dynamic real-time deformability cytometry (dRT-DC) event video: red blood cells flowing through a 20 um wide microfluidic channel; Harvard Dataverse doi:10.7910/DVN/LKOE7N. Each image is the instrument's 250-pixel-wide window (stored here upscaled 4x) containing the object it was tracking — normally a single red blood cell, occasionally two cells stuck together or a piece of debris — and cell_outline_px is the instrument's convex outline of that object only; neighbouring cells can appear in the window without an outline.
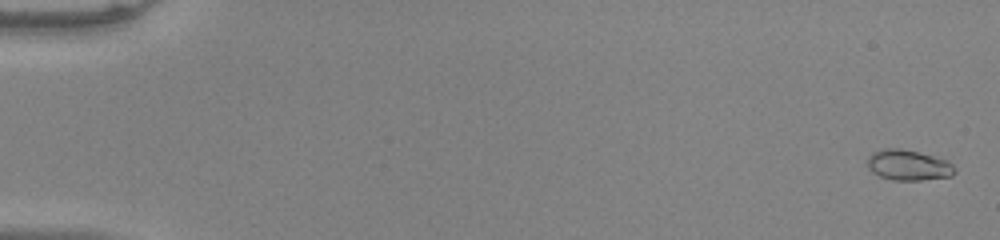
{"species": "common noctule bat (a hibernating species)", "species_latin": "Nyctalus noctula", "temperature_condition": "warm", "stored_images_in_passage": 53, "camera_frame_rate_fps": 3000, "um_per_image_px": 0.085, "animal": {"sex": "male", "body_mass_g": 20.0, "forearm_length_mm": 53.3}, "frame": {"image": 1, "passage_image": 2, "time_ms": 0.333, "image_size_px": [1000, 240], "cell_outline_px": [[956, 172], [952, 176], [920, 180], [892, 180], [880, 176], [872, 172], [868, 168], [868, 156], [872, 152], [884, 148], [900, 148], [948, 160], [956, 168]], "centroid_in_image_um": [77.21, 14.04], "position_along_channel_um": 7.8, "area_um2": 15.55}}
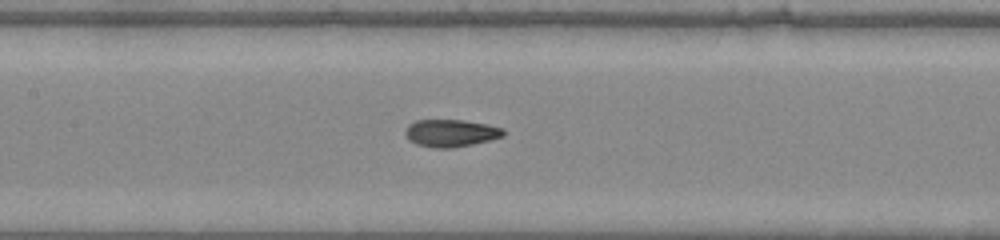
{"frame": {"image": 2, "passage_image": 27, "time_ms": 8.667, "image_size_px": [1000, 240], "cell_outline_px": [[504, 136], [472, 144], [452, 148], [432, 148], [416, 144], [408, 140], [404, 132], [408, 124], [416, 120], [464, 120], [488, 124], [504, 128]], "centroid_in_image_um": [38.3, 11.31], "position_along_channel_um": 169.1, "area_um2": 15.78}}
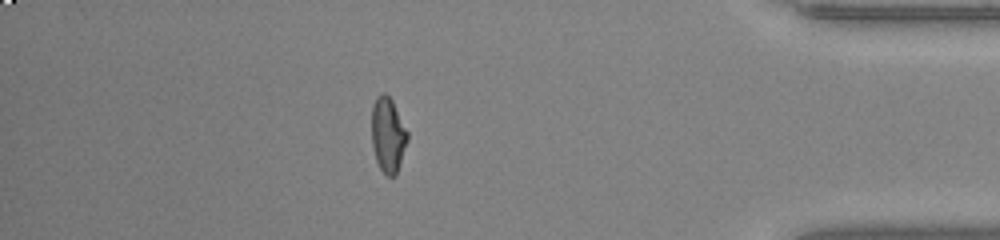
{"frame": {"image": 3, "passage_image": 47, "time_ms": 15.333, "image_size_px": [1000, 240], "cell_outline_px": [[408, 140], [396, 176], [384, 176], [376, 160], [372, 144], [372, 104], [376, 96], [380, 92], [384, 92], [392, 100], [408, 132]], "centroid_in_image_um": [32.97, 11.47], "position_along_channel_um": 402.2, "area_um2": 15.84}, "authors_computed_cell_mechanics": {"area_um2": 15.5482, "velocity_mm_per_s": 4.0271, "shape_relaxation_time_tau1_ms": 6.2621, "shape_relaxation_time_tau2_ms": 1.2306, "deformation_change_tau1": 0.2261, "deformation_change_tau2": 0.0604}}